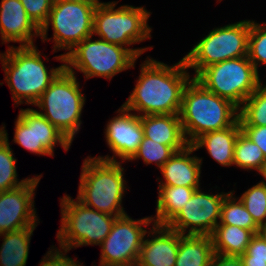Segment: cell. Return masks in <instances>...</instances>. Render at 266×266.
Listing matches in <instances>:
<instances>
[{
    "mask_svg": "<svg viewBox=\"0 0 266 266\" xmlns=\"http://www.w3.org/2000/svg\"><path fill=\"white\" fill-rule=\"evenodd\" d=\"M140 75L122 105L135 114H179L183 92L193 78L182 58L172 66L147 56Z\"/></svg>",
    "mask_w": 266,
    "mask_h": 266,
    "instance_id": "1",
    "label": "cell"
},
{
    "mask_svg": "<svg viewBox=\"0 0 266 266\" xmlns=\"http://www.w3.org/2000/svg\"><path fill=\"white\" fill-rule=\"evenodd\" d=\"M0 53V63L4 71L14 105H35L43 92L65 69V61L59 67L47 68L37 46H10Z\"/></svg>",
    "mask_w": 266,
    "mask_h": 266,
    "instance_id": "2",
    "label": "cell"
},
{
    "mask_svg": "<svg viewBox=\"0 0 266 266\" xmlns=\"http://www.w3.org/2000/svg\"><path fill=\"white\" fill-rule=\"evenodd\" d=\"M179 117L184 135L192 144L204 133L234 125L239 120V107L192 78L184 89Z\"/></svg>",
    "mask_w": 266,
    "mask_h": 266,
    "instance_id": "3",
    "label": "cell"
},
{
    "mask_svg": "<svg viewBox=\"0 0 266 266\" xmlns=\"http://www.w3.org/2000/svg\"><path fill=\"white\" fill-rule=\"evenodd\" d=\"M122 164L120 161L87 156L81 166L78 195L75 199L89 208L117 218L126 215L122 199L129 188Z\"/></svg>",
    "mask_w": 266,
    "mask_h": 266,
    "instance_id": "4",
    "label": "cell"
},
{
    "mask_svg": "<svg viewBox=\"0 0 266 266\" xmlns=\"http://www.w3.org/2000/svg\"><path fill=\"white\" fill-rule=\"evenodd\" d=\"M118 2H102L96 6L93 35L127 48L138 59L148 49H153V46L130 48L152 38V27L148 24L152 13L144 6L120 5L115 8Z\"/></svg>",
    "mask_w": 266,
    "mask_h": 266,
    "instance_id": "5",
    "label": "cell"
},
{
    "mask_svg": "<svg viewBox=\"0 0 266 266\" xmlns=\"http://www.w3.org/2000/svg\"><path fill=\"white\" fill-rule=\"evenodd\" d=\"M94 35L85 38L71 51L54 56L65 61V69L76 75V70L83 73L85 80L92 77L111 79L127 69L134 68L137 58L125 47L109 43Z\"/></svg>",
    "mask_w": 266,
    "mask_h": 266,
    "instance_id": "6",
    "label": "cell"
},
{
    "mask_svg": "<svg viewBox=\"0 0 266 266\" xmlns=\"http://www.w3.org/2000/svg\"><path fill=\"white\" fill-rule=\"evenodd\" d=\"M77 76L64 69L35 104L37 110L72 143L79 132L86 95Z\"/></svg>",
    "mask_w": 266,
    "mask_h": 266,
    "instance_id": "7",
    "label": "cell"
},
{
    "mask_svg": "<svg viewBox=\"0 0 266 266\" xmlns=\"http://www.w3.org/2000/svg\"><path fill=\"white\" fill-rule=\"evenodd\" d=\"M61 224L56 238L66 250L87 245H100L110 233L117 217L99 212L64 194L60 198Z\"/></svg>",
    "mask_w": 266,
    "mask_h": 266,
    "instance_id": "8",
    "label": "cell"
},
{
    "mask_svg": "<svg viewBox=\"0 0 266 266\" xmlns=\"http://www.w3.org/2000/svg\"><path fill=\"white\" fill-rule=\"evenodd\" d=\"M250 20L213 28L183 57L193 78L209 65L248 55Z\"/></svg>",
    "mask_w": 266,
    "mask_h": 266,
    "instance_id": "9",
    "label": "cell"
},
{
    "mask_svg": "<svg viewBox=\"0 0 266 266\" xmlns=\"http://www.w3.org/2000/svg\"><path fill=\"white\" fill-rule=\"evenodd\" d=\"M98 4L73 0H54L47 21L40 28L43 42L53 39V52L71 51L85 38L93 35L94 12ZM53 37L48 38L49 26ZM48 39V40H47Z\"/></svg>",
    "mask_w": 266,
    "mask_h": 266,
    "instance_id": "10",
    "label": "cell"
},
{
    "mask_svg": "<svg viewBox=\"0 0 266 266\" xmlns=\"http://www.w3.org/2000/svg\"><path fill=\"white\" fill-rule=\"evenodd\" d=\"M194 79L205 89L240 107L261 83L248 56L228 59L202 69Z\"/></svg>",
    "mask_w": 266,
    "mask_h": 266,
    "instance_id": "11",
    "label": "cell"
},
{
    "mask_svg": "<svg viewBox=\"0 0 266 266\" xmlns=\"http://www.w3.org/2000/svg\"><path fill=\"white\" fill-rule=\"evenodd\" d=\"M149 224H155L152 215L136 220L128 214L116 218L110 233L99 245V266H136Z\"/></svg>",
    "mask_w": 266,
    "mask_h": 266,
    "instance_id": "12",
    "label": "cell"
},
{
    "mask_svg": "<svg viewBox=\"0 0 266 266\" xmlns=\"http://www.w3.org/2000/svg\"><path fill=\"white\" fill-rule=\"evenodd\" d=\"M20 109L15 121L14 143L39 156L54 157L56 145L68 152L72 143L37 109Z\"/></svg>",
    "mask_w": 266,
    "mask_h": 266,
    "instance_id": "13",
    "label": "cell"
},
{
    "mask_svg": "<svg viewBox=\"0 0 266 266\" xmlns=\"http://www.w3.org/2000/svg\"><path fill=\"white\" fill-rule=\"evenodd\" d=\"M228 193L210 194L197 189L166 225L180 234L211 235L220 221L221 205Z\"/></svg>",
    "mask_w": 266,
    "mask_h": 266,
    "instance_id": "14",
    "label": "cell"
},
{
    "mask_svg": "<svg viewBox=\"0 0 266 266\" xmlns=\"http://www.w3.org/2000/svg\"><path fill=\"white\" fill-rule=\"evenodd\" d=\"M42 177L43 174L31 176L25 184L0 192V234L37 226L40 223L34 198Z\"/></svg>",
    "mask_w": 266,
    "mask_h": 266,
    "instance_id": "15",
    "label": "cell"
},
{
    "mask_svg": "<svg viewBox=\"0 0 266 266\" xmlns=\"http://www.w3.org/2000/svg\"><path fill=\"white\" fill-rule=\"evenodd\" d=\"M117 116L109 119L104 129L106 144L113 155L94 156L103 160L127 162L138 150L144 130L139 115L132 113L123 105L117 110Z\"/></svg>",
    "mask_w": 266,
    "mask_h": 266,
    "instance_id": "16",
    "label": "cell"
},
{
    "mask_svg": "<svg viewBox=\"0 0 266 266\" xmlns=\"http://www.w3.org/2000/svg\"><path fill=\"white\" fill-rule=\"evenodd\" d=\"M0 35L2 44L13 42L19 46H35L40 28L28 16L20 0H1Z\"/></svg>",
    "mask_w": 266,
    "mask_h": 266,
    "instance_id": "17",
    "label": "cell"
},
{
    "mask_svg": "<svg viewBox=\"0 0 266 266\" xmlns=\"http://www.w3.org/2000/svg\"><path fill=\"white\" fill-rule=\"evenodd\" d=\"M150 228L136 266H174L179 248V232L166 225L154 224Z\"/></svg>",
    "mask_w": 266,
    "mask_h": 266,
    "instance_id": "18",
    "label": "cell"
},
{
    "mask_svg": "<svg viewBox=\"0 0 266 266\" xmlns=\"http://www.w3.org/2000/svg\"><path fill=\"white\" fill-rule=\"evenodd\" d=\"M196 149L189 144L175 154L159 169L163 180L157 178L158 186H185L201 188L202 158L193 156ZM192 154V155H191Z\"/></svg>",
    "mask_w": 266,
    "mask_h": 266,
    "instance_id": "19",
    "label": "cell"
},
{
    "mask_svg": "<svg viewBox=\"0 0 266 266\" xmlns=\"http://www.w3.org/2000/svg\"><path fill=\"white\" fill-rule=\"evenodd\" d=\"M144 136L176 151L185 149L189 143L184 135L179 114L141 115Z\"/></svg>",
    "mask_w": 266,
    "mask_h": 266,
    "instance_id": "20",
    "label": "cell"
},
{
    "mask_svg": "<svg viewBox=\"0 0 266 266\" xmlns=\"http://www.w3.org/2000/svg\"><path fill=\"white\" fill-rule=\"evenodd\" d=\"M239 120L232 126L202 134L191 145L198 151L205 148L207 153L223 167L233 165L234 146L241 132Z\"/></svg>",
    "mask_w": 266,
    "mask_h": 266,
    "instance_id": "21",
    "label": "cell"
},
{
    "mask_svg": "<svg viewBox=\"0 0 266 266\" xmlns=\"http://www.w3.org/2000/svg\"><path fill=\"white\" fill-rule=\"evenodd\" d=\"M214 254L211 235L179 233V248L174 266H211Z\"/></svg>",
    "mask_w": 266,
    "mask_h": 266,
    "instance_id": "22",
    "label": "cell"
},
{
    "mask_svg": "<svg viewBox=\"0 0 266 266\" xmlns=\"http://www.w3.org/2000/svg\"><path fill=\"white\" fill-rule=\"evenodd\" d=\"M200 188L185 186H158L156 215L152 219L156 225H167Z\"/></svg>",
    "mask_w": 266,
    "mask_h": 266,
    "instance_id": "23",
    "label": "cell"
},
{
    "mask_svg": "<svg viewBox=\"0 0 266 266\" xmlns=\"http://www.w3.org/2000/svg\"><path fill=\"white\" fill-rule=\"evenodd\" d=\"M37 226L0 234V266H26L30 240Z\"/></svg>",
    "mask_w": 266,
    "mask_h": 266,
    "instance_id": "24",
    "label": "cell"
},
{
    "mask_svg": "<svg viewBox=\"0 0 266 266\" xmlns=\"http://www.w3.org/2000/svg\"><path fill=\"white\" fill-rule=\"evenodd\" d=\"M255 234L233 225H217L211 234L215 254L241 257Z\"/></svg>",
    "mask_w": 266,
    "mask_h": 266,
    "instance_id": "25",
    "label": "cell"
},
{
    "mask_svg": "<svg viewBox=\"0 0 266 266\" xmlns=\"http://www.w3.org/2000/svg\"><path fill=\"white\" fill-rule=\"evenodd\" d=\"M5 128V124L0 126V192L17 188L30 179L27 177L19 181L17 178V159L10 148L9 134Z\"/></svg>",
    "mask_w": 266,
    "mask_h": 266,
    "instance_id": "26",
    "label": "cell"
},
{
    "mask_svg": "<svg viewBox=\"0 0 266 266\" xmlns=\"http://www.w3.org/2000/svg\"><path fill=\"white\" fill-rule=\"evenodd\" d=\"M234 192V190L229 191L222 202L218 225L238 226L257 234L259 226L254 222L252 215L240 199L234 196Z\"/></svg>",
    "mask_w": 266,
    "mask_h": 266,
    "instance_id": "27",
    "label": "cell"
},
{
    "mask_svg": "<svg viewBox=\"0 0 266 266\" xmlns=\"http://www.w3.org/2000/svg\"><path fill=\"white\" fill-rule=\"evenodd\" d=\"M240 126H266V82L257 89L239 107Z\"/></svg>",
    "mask_w": 266,
    "mask_h": 266,
    "instance_id": "28",
    "label": "cell"
},
{
    "mask_svg": "<svg viewBox=\"0 0 266 266\" xmlns=\"http://www.w3.org/2000/svg\"><path fill=\"white\" fill-rule=\"evenodd\" d=\"M265 160L259 146L241 131L234 146L233 165L247 171L259 172Z\"/></svg>",
    "mask_w": 266,
    "mask_h": 266,
    "instance_id": "29",
    "label": "cell"
},
{
    "mask_svg": "<svg viewBox=\"0 0 266 266\" xmlns=\"http://www.w3.org/2000/svg\"><path fill=\"white\" fill-rule=\"evenodd\" d=\"M175 152L177 151L173 147L162 145L144 136L138 150L128 161L142 159L145 165L154 163L160 169Z\"/></svg>",
    "mask_w": 266,
    "mask_h": 266,
    "instance_id": "30",
    "label": "cell"
},
{
    "mask_svg": "<svg viewBox=\"0 0 266 266\" xmlns=\"http://www.w3.org/2000/svg\"><path fill=\"white\" fill-rule=\"evenodd\" d=\"M238 197L254 222L261 226L266 223V184L258 182Z\"/></svg>",
    "mask_w": 266,
    "mask_h": 266,
    "instance_id": "31",
    "label": "cell"
},
{
    "mask_svg": "<svg viewBox=\"0 0 266 266\" xmlns=\"http://www.w3.org/2000/svg\"><path fill=\"white\" fill-rule=\"evenodd\" d=\"M247 56L258 73L259 65H266V23L250 20Z\"/></svg>",
    "mask_w": 266,
    "mask_h": 266,
    "instance_id": "32",
    "label": "cell"
},
{
    "mask_svg": "<svg viewBox=\"0 0 266 266\" xmlns=\"http://www.w3.org/2000/svg\"><path fill=\"white\" fill-rule=\"evenodd\" d=\"M33 22L41 28L47 21L54 0H20Z\"/></svg>",
    "mask_w": 266,
    "mask_h": 266,
    "instance_id": "33",
    "label": "cell"
},
{
    "mask_svg": "<svg viewBox=\"0 0 266 266\" xmlns=\"http://www.w3.org/2000/svg\"><path fill=\"white\" fill-rule=\"evenodd\" d=\"M68 252L69 250L58 249V247L52 245L40 260L39 266H84L77 258L68 257L69 255L66 254Z\"/></svg>",
    "mask_w": 266,
    "mask_h": 266,
    "instance_id": "34",
    "label": "cell"
},
{
    "mask_svg": "<svg viewBox=\"0 0 266 266\" xmlns=\"http://www.w3.org/2000/svg\"><path fill=\"white\" fill-rule=\"evenodd\" d=\"M242 260H266V243L262 238L255 234L249 245L247 246L246 252L241 256Z\"/></svg>",
    "mask_w": 266,
    "mask_h": 266,
    "instance_id": "35",
    "label": "cell"
},
{
    "mask_svg": "<svg viewBox=\"0 0 266 266\" xmlns=\"http://www.w3.org/2000/svg\"><path fill=\"white\" fill-rule=\"evenodd\" d=\"M241 130L259 146L266 159V126H241Z\"/></svg>",
    "mask_w": 266,
    "mask_h": 266,
    "instance_id": "36",
    "label": "cell"
},
{
    "mask_svg": "<svg viewBox=\"0 0 266 266\" xmlns=\"http://www.w3.org/2000/svg\"><path fill=\"white\" fill-rule=\"evenodd\" d=\"M211 266H244L241 257L214 254Z\"/></svg>",
    "mask_w": 266,
    "mask_h": 266,
    "instance_id": "37",
    "label": "cell"
},
{
    "mask_svg": "<svg viewBox=\"0 0 266 266\" xmlns=\"http://www.w3.org/2000/svg\"><path fill=\"white\" fill-rule=\"evenodd\" d=\"M244 266H266V260H242Z\"/></svg>",
    "mask_w": 266,
    "mask_h": 266,
    "instance_id": "38",
    "label": "cell"
},
{
    "mask_svg": "<svg viewBox=\"0 0 266 266\" xmlns=\"http://www.w3.org/2000/svg\"><path fill=\"white\" fill-rule=\"evenodd\" d=\"M257 234L262 238V240L266 243V223L259 226Z\"/></svg>",
    "mask_w": 266,
    "mask_h": 266,
    "instance_id": "39",
    "label": "cell"
},
{
    "mask_svg": "<svg viewBox=\"0 0 266 266\" xmlns=\"http://www.w3.org/2000/svg\"><path fill=\"white\" fill-rule=\"evenodd\" d=\"M258 175H262L263 179L259 182L266 184V160L265 162L262 164V167L260 169V171L258 172Z\"/></svg>",
    "mask_w": 266,
    "mask_h": 266,
    "instance_id": "40",
    "label": "cell"
},
{
    "mask_svg": "<svg viewBox=\"0 0 266 266\" xmlns=\"http://www.w3.org/2000/svg\"><path fill=\"white\" fill-rule=\"evenodd\" d=\"M73 1H82V2H88V3H91V4H100V3H102L100 0H73Z\"/></svg>",
    "mask_w": 266,
    "mask_h": 266,
    "instance_id": "41",
    "label": "cell"
}]
</instances>
